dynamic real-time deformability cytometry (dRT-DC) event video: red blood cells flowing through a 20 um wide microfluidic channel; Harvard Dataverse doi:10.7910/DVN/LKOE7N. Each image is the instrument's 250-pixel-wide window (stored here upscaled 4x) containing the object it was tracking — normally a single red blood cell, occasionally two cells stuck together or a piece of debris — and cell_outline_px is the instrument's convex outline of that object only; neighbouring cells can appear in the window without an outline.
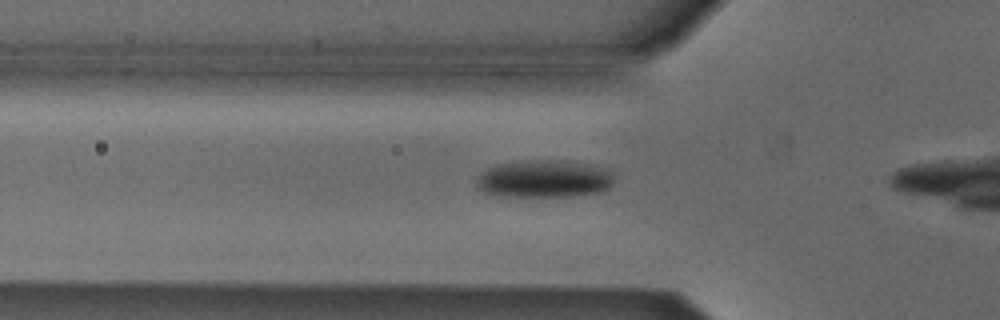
{"species": "Egyptian fruit bat (a non-hibernating species)", "species_latin": "Rousettus aegyptiacus", "temperature_condition": "cold", "stored_images_in_passage": 29, "camera_frame_rate_fps": 3000, "um_per_image_px": 0.085, "animal": {"sex": "male"}, "frame": {"image": 1, "passage_image": 4, "time_ms": 1.0, "image_size_px": [1000, 320], "cell_outline_px": [[612, 184], [604, 192], [572, 196], [500, 196], [484, 192], [476, 184], [476, 180], [488, 168], [496, 164], [528, 160], [560, 160], [588, 164], [600, 168], [608, 172], [612, 176]], "centroid_in_image_um": [46.24, 15.21], "position_along_channel_um": 79.6, "area_um2": 29.82}}
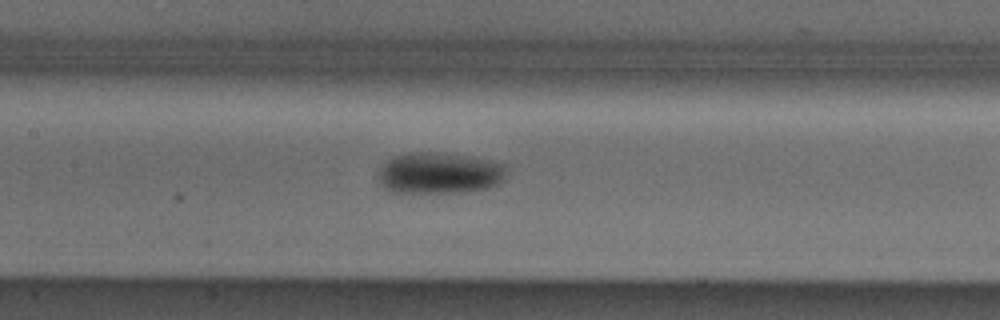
{"frame": {"image": 2, "passage_image": 11, "time_ms": 3.333, "image_size_px": [1000, 320], "cell_outline_px": [[504, 180], [500, 184], [488, 188], [464, 192], [392, 192], [384, 188], [380, 184], [380, 168], [388, 160], [396, 156], [416, 152], [428, 152], [468, 156], [488, 160], [504, 164]], "centroid_in_image_um": [37.36, 14.73], "position_along_channel_um": 170.0, "area_um2": 30.46}}
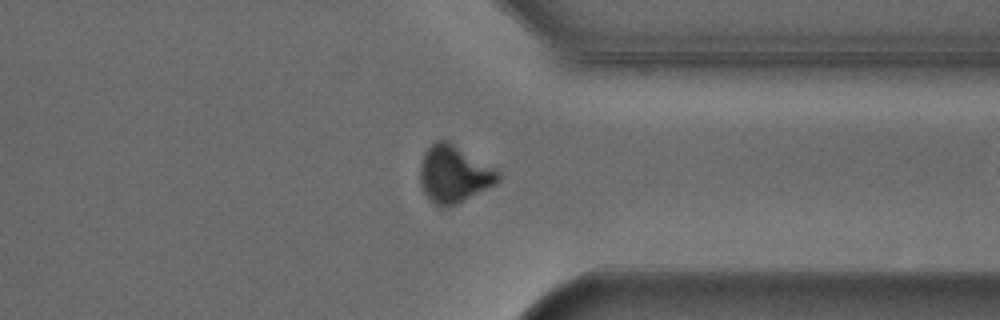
{"frame": {"image": 3, "passage_image": 27, "time_ms": 8.667, "image_size_px": [1000, 320], "cell_outline_px": [[500, 180], [456, 204], [448, 208], [440, 208], [424, 192], [420, 184], [420, 164], [424, 152], [436, 140], [448, 140], [496, 168], [500, 172]], "centroid_in_image_um": [38.57, 14.78], "position_along_channel_um": 372.8, "area_um2": 25.84}}